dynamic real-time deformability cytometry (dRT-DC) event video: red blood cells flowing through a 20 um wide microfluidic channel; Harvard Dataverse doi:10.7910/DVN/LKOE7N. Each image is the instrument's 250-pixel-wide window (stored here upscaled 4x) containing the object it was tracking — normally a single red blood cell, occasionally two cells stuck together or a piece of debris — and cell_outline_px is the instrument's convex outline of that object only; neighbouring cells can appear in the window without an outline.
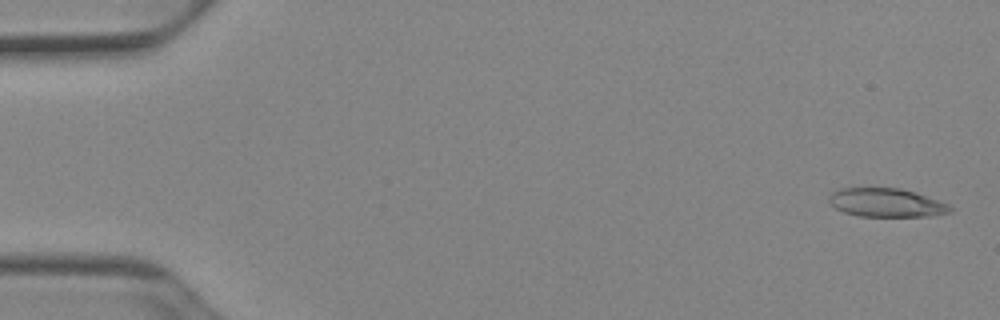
{"species": "Egyptian fruit bat (a non-hibernating species)", "species_latin": "Rousettus aegyptiacus", "temperature_condition": "cold", "stored_images_in_passage": 38, "camera_frame_rate_fps": 3000, "um_per_image_px": 0.085, "animal": {"sex": "female"}, "frame": {"image": 1, "passage_image": 2, "time_ms": 0.333, "image_size_px": [1000, 320], "cell_outline_px": [[956, 208], [952, 212], [932, 216], [860, 216], [844, 212], [836, 208], [828, 200], [828, 196], [832, 192], [840, 188], [900, 188], [916, 192], [948, 204]], "centroid_in_image_um": [75.38, 17.23], "position_along_channel_um": 9.6, "area_um2": 20.29}}
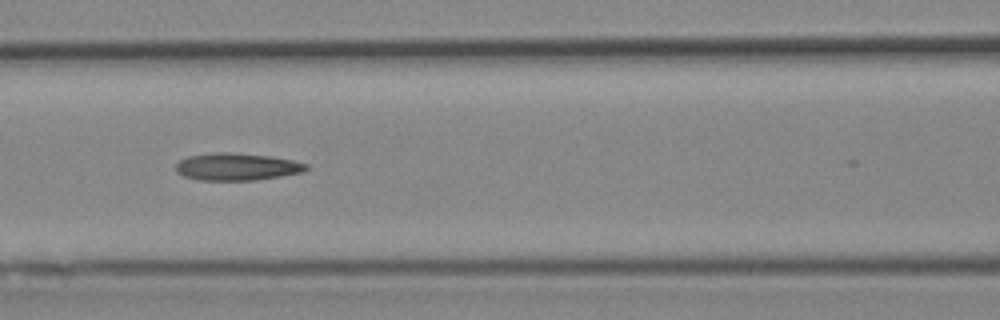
{"frame": {"image": 2, "passage_image": 23, "time_ms": 7.333, "image_size_px": [1000, 320], "cell_outline_px": [[308, 168], [304, 172], [280, 176], [252, 180], [200, 180], [184, 176], [176, 172], [176, 164], [180, 160], [188, 156], [216, 152], [228, 152], [268, 156], [292, 160], [308, 164]], "centroid_in_image_um": [20.12, 14.17], "position_along_channel_um": 146.5, "area_um2": 20.58}}
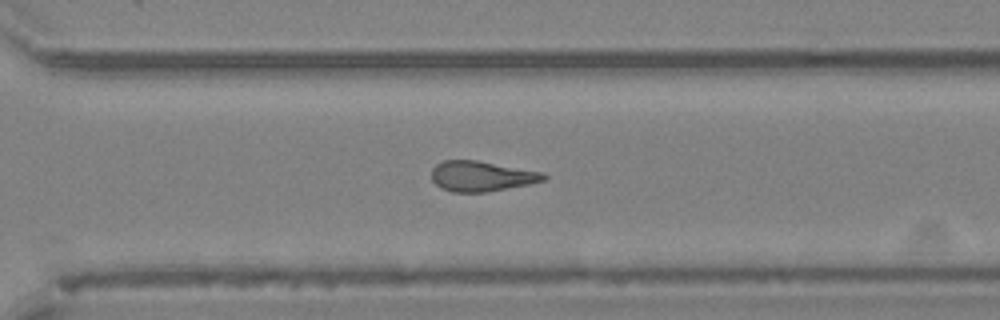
{"frame": {"image": 3, "passage_image": 37, "time_ms": 12.0, "image_size_px": [1000, 320], "cell_outline_px": [[548, 176], [544, 180], [532, 184], [488, 192], [452, 192], [440, 188], [432, 180], [432, 168], [436, 164], [444, 160], [476, 160], [544, 172]], "centroid_in_image_um": [40.95, 14.98], "position_along_channel_um": 329.7, "area_um2": 20.0}}